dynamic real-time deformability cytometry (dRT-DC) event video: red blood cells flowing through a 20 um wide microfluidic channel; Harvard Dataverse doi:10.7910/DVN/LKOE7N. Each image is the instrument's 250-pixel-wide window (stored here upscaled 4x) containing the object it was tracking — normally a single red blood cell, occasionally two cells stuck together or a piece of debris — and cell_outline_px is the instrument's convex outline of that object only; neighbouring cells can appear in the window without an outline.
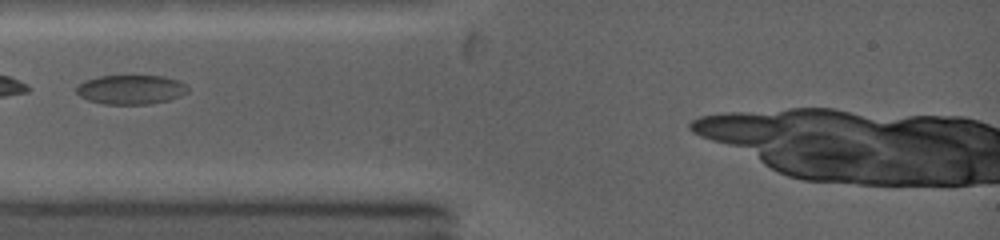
{"species": "common noctule bat (a hibernating species)", "species_latin": "Nyctalus noctula", "temperature_condition": "warm", "stored_images_in_passage": 3, "camera_frame_rate_fps": 5000, "um_per_image_px": 0.085, "animal": {"sex": "female", "body_mass_g": 19.0, "forearm_length_mm": 53.3}, "frame": {"image": 1, "passage_image": 1, "time_ms": 0.0, "image_size_px": [1000, 240], "cell_outline_px": [[188, 88], [184, 92], [168, 100], [148, 104], [104, 104], [88, 100], [80, 96], [76, 92], [76, 88], [80, 84], [88, 80], [100, 76], [160, 76], [176, 80], [184, 84]], "centroid_in_image_um": [11.07, 7.62], "position_along_channel_um": 73.9, "area_um2": 18.5}}